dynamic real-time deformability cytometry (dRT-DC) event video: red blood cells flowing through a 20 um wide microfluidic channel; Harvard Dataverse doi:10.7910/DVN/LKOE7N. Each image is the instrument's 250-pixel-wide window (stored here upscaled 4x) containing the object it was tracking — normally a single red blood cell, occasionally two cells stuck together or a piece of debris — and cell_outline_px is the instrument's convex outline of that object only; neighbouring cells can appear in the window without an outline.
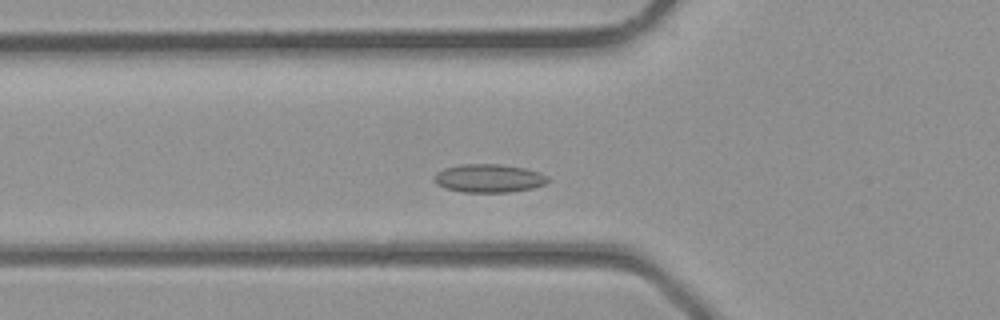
{"species": "common noctule bat (a hibernating species)", "species_latin": "Nyctalus noctula", "temperature_condition": "room temperature", "stored_images_in_passage": 28, "camera_frame_rate_fps": 3000, "um_per_image_px": 0.085, "animal": {"sex": "male", "body_mass_g": 23.1, "forearm_length_mm": 52.7}, "frame": {"image": 1, "passage_image": 2, "time_ms": 0.333, "image_size_px": [1000, 320], "cell_outline_px": [[548, 180], [544, 184], [532, 188], [508, 192], [464, 192], [444, 188], [436, 184], [432, 180], [436, 172], [444, 168], [460, 164], [500, 164], [524, 168], [540, 172], [548, 176]], "centroid_in_image_um": [41.51, 15.15], "position_along_channel_um": 84.3, "area_um2": 18.84}}
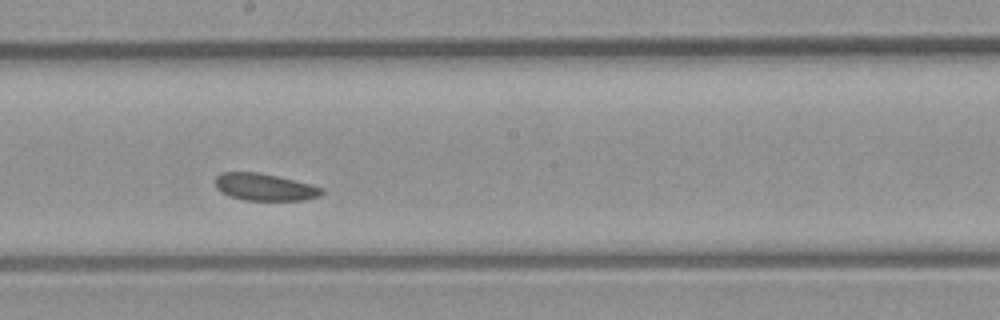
{"frame": {"image": 2, "passage_image": 10, "time_ms": 3.0, "image_size_px": [1000, 320], "cell_outline_px": [[324, 192], [320, 196], [304, 200], [244, 200], [228, 196], [220, 192], [216, 188], [216, 176], [224, 172], [256, 172], [276, 176], [324, 188]], "centroid_in_image_um": [22.47, 15.91], "position_along_channel_um": 225.7, "area_um2": 16.7}}
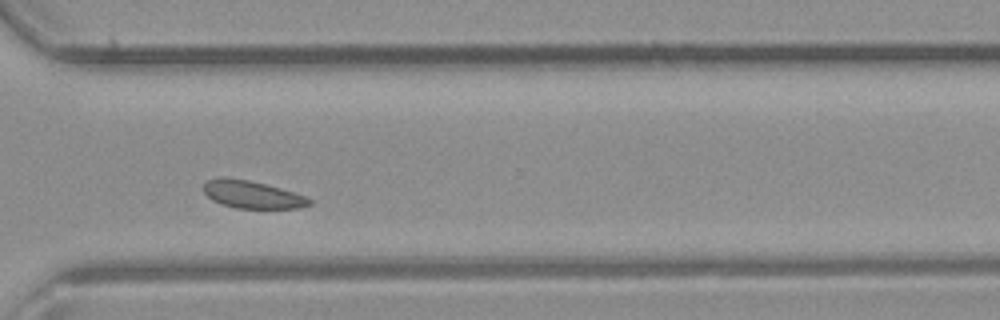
{"frame": {"image": 3, "passage_image": 17, "time_ms": 5.333, "image_size_px": [1000, 320], "cell_outline_px": [[312, 204], [300, 208], [236, 208], [220, 204], [212, 200], [204, 192], [204, 184], [208, 180], [216, 176], [228, 176], [248, 180], [280, 188], [304, 196], [312, 200]], "centroid_in_image_um": [21.39, 16.52], "position_along_channel_um": 349.2, "area_um2": 17.05}}